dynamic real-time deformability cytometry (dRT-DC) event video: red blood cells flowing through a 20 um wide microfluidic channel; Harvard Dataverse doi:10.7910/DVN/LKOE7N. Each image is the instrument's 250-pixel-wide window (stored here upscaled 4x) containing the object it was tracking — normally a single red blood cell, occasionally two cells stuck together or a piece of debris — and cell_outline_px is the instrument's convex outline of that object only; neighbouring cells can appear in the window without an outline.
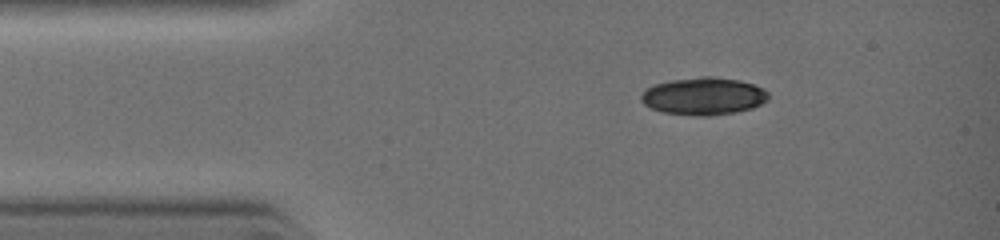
{"species": "common noctule bat (a hibernating species)", "species_latin": "Nyctalus noctula", "temperature_condition": "warm", "stored_images_in_passage": 15, "camera_frame_rate_fps": 3000, "um_per_image_px": 0.085, "animal": {"sex": "female", "body_mass_g": 19.0, "forearm_length_mm": 51.5}, "frame": {"image": 1, "passage_image": 1, "time_ms": 0.0, "image_size_px": [1000, 240], "cell_outline_px": [[768, 100], [752, 108], [736, 112], [712, 116], [696, 116], [660, 112], [644, 104], [640, 100], [640, 96], [648, 88], [656, 84], [672, 80], [700, 76], [712, 76], [740, 80], [764, 88], [768, 92]], "centroid_in_image_um": [59.82, 8.18], "position_along_channel_um": 25.2, "area_um2": 27.92}}
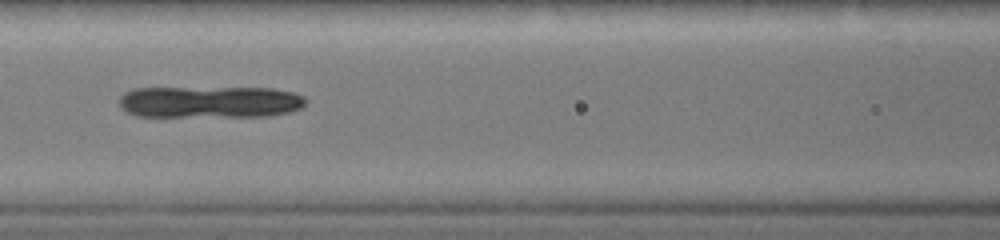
{"frame": {"image": 2, "passage_image": 10, "time_ms": 3.0, "image_size_px": [1000, 240], "cell_outline_px": [[304, 104], [300, 108], [288, 112], [268, 116], [136, 116], [128, 112], [120, 104], [120, 96], [124, 92], [132, 88], [272, 88], [296, 92], [304, 96]], "centroid_in_image_um": [17.85, 8.65], "position_along_channel_um": 148.8, "area_um2": 34.56}}
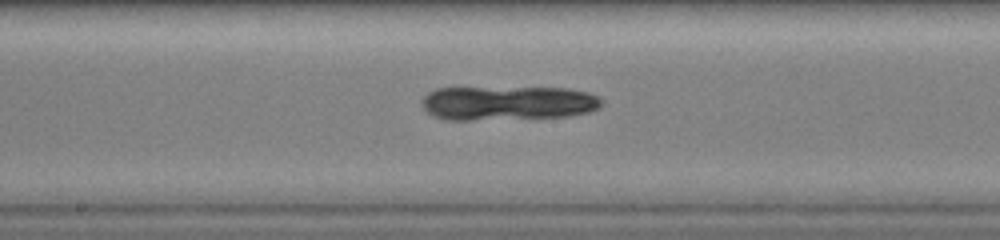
{"frame": {"image": 3, "passage_image": 13, "time_ms": 4.0, "image_size_px": [1000, 240], "cell_outline_px": [[600, 108], [588, 112], [568, 116], [468, 120], [448, 120], [436, 116], [428, 112], [420, 104], [420, 100], [428, 92], [436, 88], [568, 88], [588, 92], [596, 96], [600, 100]], "centroid_in_image_um": [43.12, 8.75], "position_along_channel_um": 205.1, "area_um2": 35.72}}